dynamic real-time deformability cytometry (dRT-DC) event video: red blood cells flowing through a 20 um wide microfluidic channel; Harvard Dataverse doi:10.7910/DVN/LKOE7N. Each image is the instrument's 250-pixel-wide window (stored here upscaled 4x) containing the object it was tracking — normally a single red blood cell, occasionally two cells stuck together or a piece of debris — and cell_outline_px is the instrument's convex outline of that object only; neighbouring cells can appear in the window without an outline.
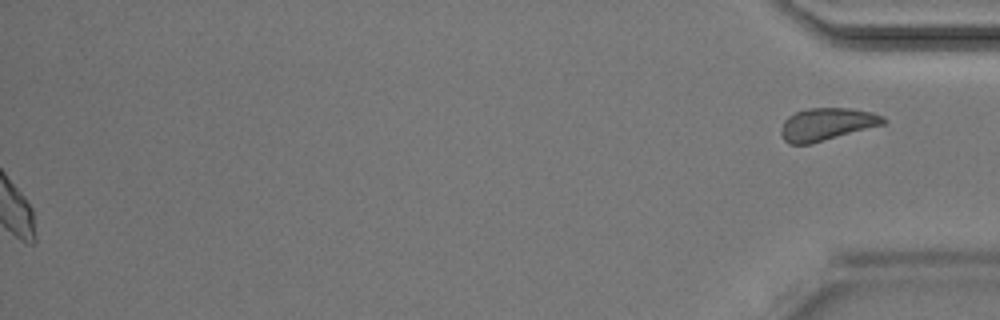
{"species": "Egyptian fruit bat (a non-hibernating species)", "species_latin": "Rousettus aegyptiacus", "temperature_condition": "room temperature", "stored_images_in_passage": 45, "segment_of_instrument_passage": [2, 2], "camera_frame_rate_fps": 3000, "um_per_image_px": 0.085, "animal": {"sex": "male"}, "frame": {"image": 1, "passage_image": 45, "time_ms": 14.667, "image_size_px": [1000, 320], "cell_outline_px": [[888, 120], [884, 124], [824, 140], [808, 144], [788, 144], [784, 140], [780, 132], [780, 128], [784, 120], [788, 116], [796, 112], [808, 108], [852, 108], [872, 112], [884, 116]], "centroid_in_image_um": [70.27, 10.55], "position_along_channel_um": 364.9, "area_um2": 19.36}}